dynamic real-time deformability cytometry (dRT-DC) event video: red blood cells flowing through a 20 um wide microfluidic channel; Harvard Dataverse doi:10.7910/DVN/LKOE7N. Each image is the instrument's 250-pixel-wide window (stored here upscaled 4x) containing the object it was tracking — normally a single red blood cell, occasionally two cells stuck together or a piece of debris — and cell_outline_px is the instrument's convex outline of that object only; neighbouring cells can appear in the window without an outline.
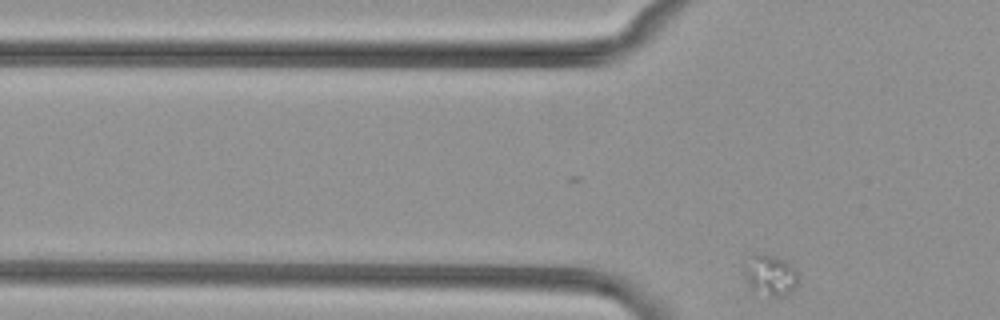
{"species": "common noctule bat (a hibernating species)", "species_latin": "Nyctalus noctula", "temperature_condition": "cold", "stored_images_in_passage": 2, "camera_frame_rate_fps": 3000, "um_per_image_px": 0.085, "animal": {"sex": "female", "body_mass_g": 29.2, "forearm_length_mm": 56.3}, "frame": {"image": 1, "passage_image": 2, "time_ms": 0.333, "image_size_px": [1000, 320], "cell_outline_px": [[796, 288], [780, 296], [772, 296], [752, 288], [744, 276], [744, 264], [748, 256], [752, 252], [764, 252], [792, 260], [796, 268]], "centroid_in_image_um": [65.47, 23.25], "position_along_channel_um": 60.3, "area_um2": 13.24}}